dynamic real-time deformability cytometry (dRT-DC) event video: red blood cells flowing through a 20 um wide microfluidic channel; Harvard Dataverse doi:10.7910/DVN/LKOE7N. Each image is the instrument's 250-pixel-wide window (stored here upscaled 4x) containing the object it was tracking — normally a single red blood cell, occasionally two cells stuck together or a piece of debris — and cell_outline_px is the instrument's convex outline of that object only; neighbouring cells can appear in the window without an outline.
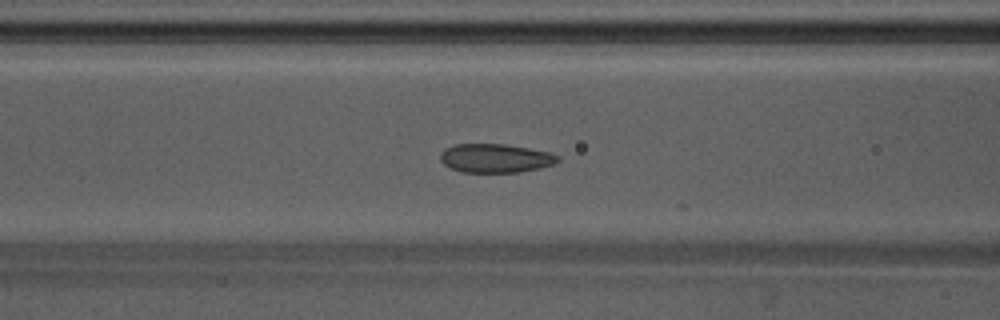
{"species": "Egyptian fruit bat (a non-hibernating species)", "species_latin": "Rousettus aegyptiacus", "temperature_condition": "warm", "stored_images_in_passage": 55, "segment_of_instrument_passage": [1, 2], "camera_frame_rate_fps": 3000, "um_per_image_px": 0.085, "animal": {"sex": "male"}, "frame": {"image": 1, "passage_image": 21, "time_ms": 6.667, "image_size_px": [1000, 320], "cell_outline_px": [[560, 160], [556, 164], [540, 168], [520, 172], [460, 172], [444, 164], [440, 160], [440, 152], [444, 148], [456, 144], [504, 144], [528, 148], [548, 152], [560, 156]], "centroid_in_image_um": [42.12, 13.45], "position_along_channel_um": 124.5, "area_um2": 19.83}}
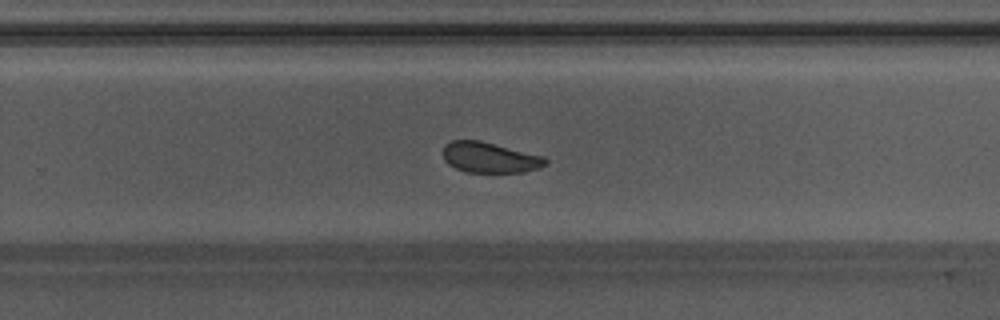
{"frame": {"image": 2, "passage_image": 34, "time_ms": 11.0, "image_size_px": [1000, 320], "cell_outline_px": [[548, 164], [540, 168], [524, 172], [464, 172], [448, 164], [444, 160], [444, 144], [452, 140], [480, 140], [544, 156], [548, 160]], "centroid_in_image_um": [41.65, 13.39], "position_along_channel_um": 288.2, "area_um2": 18.38}}
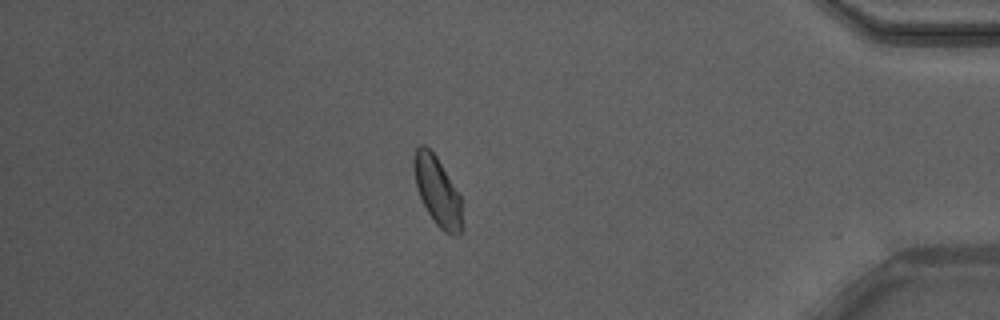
{"frame": {"image": 3, "passage_image": 46, "time_ms": 15.0, "image_size_px": [1000, 320], "cell_outline_px": [[464, 228], [460, 236], [452, 236], [444, 232], [436, 224], [428, 212], [416, 188], [412, 164], [412, 160], [416, 148], [420, 144], [424, 144], [436, 156], [460, 196]], "centroid_in_image_um": [37.19, 16.29], "position_along_channel_um": 398.0, "area_um2": 19.59}}